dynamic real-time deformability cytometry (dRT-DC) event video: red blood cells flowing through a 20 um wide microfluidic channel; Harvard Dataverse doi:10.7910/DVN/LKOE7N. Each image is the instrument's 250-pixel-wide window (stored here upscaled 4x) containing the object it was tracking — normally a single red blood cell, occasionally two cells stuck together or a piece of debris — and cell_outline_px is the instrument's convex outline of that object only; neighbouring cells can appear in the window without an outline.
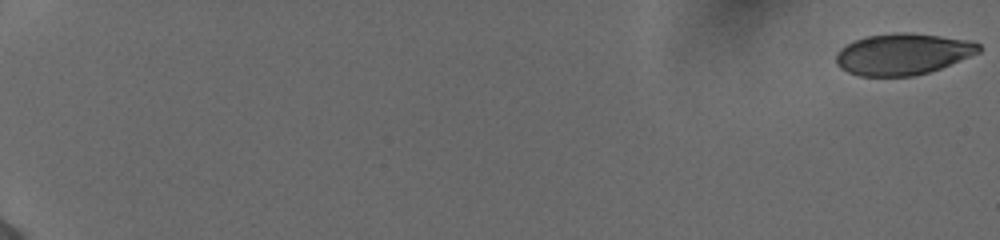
{"species": "human", "species_latin": "Homo sapiens", "temperature_condition": "cold", "stored_images_in_passage": 56, "camera_frame_rate_fps": 3000, "um_per_image_px": 0.085, "donor": {"sex": "female"}, "frame": {"image": 1, "passage_image": 1, "time_ms": 0.0, "image_size_px": [1000, 240], "cell_outline_px": [[980, 52], [940, 68], [928, 72], [912, 76], [860, 76], [848, 72], [840, 68], [836, 64], [836, 52], [840, 48], [864, 36], [896, 32], [904, 32], [940, 36], [972, 40], [980, 44]], "centroid_in_image_um": [76.72, 4.59], "position_along_channel_um": 8.3, "area_um2": 34.39}}
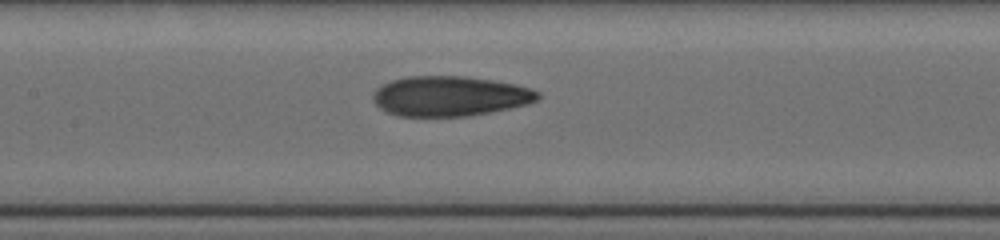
{"frame": {"image": 2, "passage_image": 31, "time_ms": 10.0, "image_size_px": [1000, 240], "cell_outline_px": [[540, 96], [536, 100], [528, 104], [468, 116], [400, 116], [388, 112], [380, 108], [372, 100], [372, 96], [376, 88], [392, 80], [408, 76], [464, 76], [492, 80], [516, 84], [540, 92]], "centroid_in_image_um": [38.22, 8.16], "position_along_channel_um": 169.2, "area_um2": 38.26}}
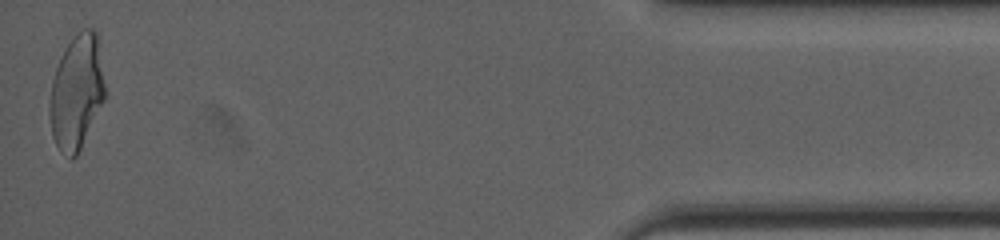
{"frame": {"image": 3, "passage_image": 56, "time_ms": 18.333, "image_size_px": [1000, 240], "cell_outline_px": [[104, 100], [76, 156], [72, 156], [60, 152], [52, 136], [48, 116], [48, 104], [52, 80], [60, 56], [72, 36], [76, 32], [84, 28], [92, 28], [96, 32], [104, 84]], "centroid_in_image_um": [6.46, 7.81], "position_along_channel_um": 428.7, "area_um2": 36.59}, "authors_computed_cell_mechanics": {"area_um2": 36.8186, "velocity_mm_per_s": 3.8894, "shape_relaxation_time_tau1_ms": null, "shape_relaxation_time_tau2_ms": 1.96, "deformation_change_tau1": null, "deformation_change_tau2": 0.0946}}